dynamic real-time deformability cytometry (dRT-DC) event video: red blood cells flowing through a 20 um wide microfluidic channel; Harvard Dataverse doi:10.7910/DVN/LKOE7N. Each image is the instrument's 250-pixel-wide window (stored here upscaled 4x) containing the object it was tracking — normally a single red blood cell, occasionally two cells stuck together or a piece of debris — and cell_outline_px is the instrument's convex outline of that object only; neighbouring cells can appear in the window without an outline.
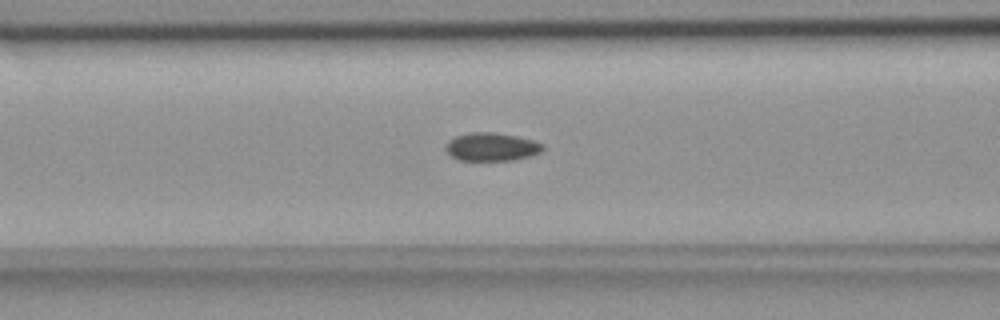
{"species": "common noctule bat (a hibernating species)", "species_latin": "Nyctalus noctula", "temperature_condition": "room temperature", "stored_images_in_passage": 53, "camera_frame_rate_fps": 3000, "um_per_image_px": 0.085, "animal": {"sex": "female", "body_mass_g": 18.4}, "frame": {"image": 1, "passage_image": 20, "time_ms": 6.333, "image_size_px": [1000, 320], "cell_outline_px": [[544, 148], [540, 152], [532, 156], [512, 160], [460, 160], [452, 156], [444, 148], [444, 144], [448, 140], [456, 136], [472, 132], [492, 132], [516, 136], [532, 140], [544, 144]], "centroid_in_image_um": [41.78, 12.48], "position_along_channel_um": 124.8, "area_um2": 15.95}}
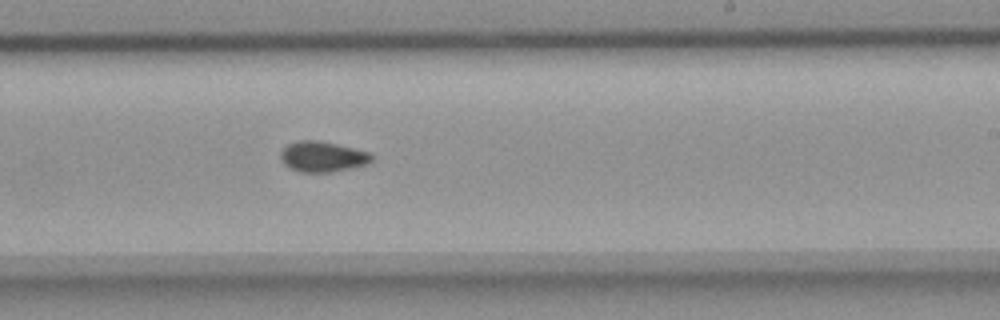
{"frame": {"image": 2, "passage_image": 31, "time_ms": 10.0, "image_size_px": [1000, 320], "cell_outline_px": [[376, 156], [368, 164], [328, 172], [300, 172], [284, 164], [280, 160], [280, 152], [288, 144], [300, 140], [320, 140], [368, 152]], "centroid_in_image_um": [27.41, 13.31], "position_along_channel_um": 261.6, "area_um2": 16.07}}
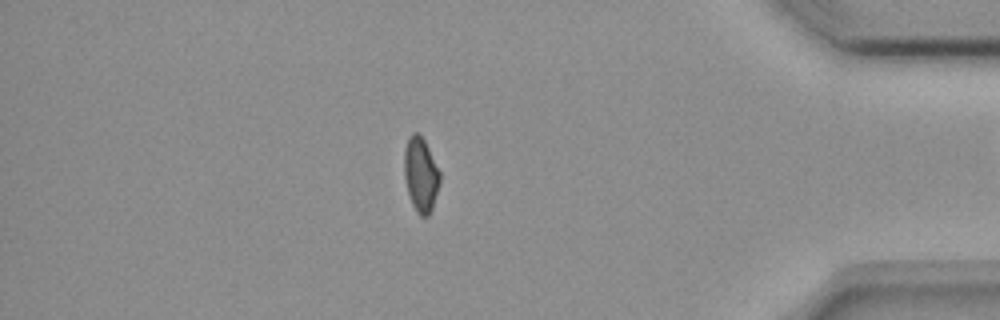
{"frame": {"image": 3, "passage_image": 45, "time_ms": 14.667, "image_size_px": [1000, 320], "cell_outline_px": [[440, 180], [432, 208], [428, 216], [420, 216], [416, 212], [412, 204], [408, 192], [404, 176], [404, 148], [408, 136], [412, 132], [416, 132], [424, 140], [440, 172]], "centroid_in_image_um": [35.74, 14.83], "position_along_channel_um": 399.5, "area_um2": 15.37}, "authors_computed_cell_mechanics": {"area_um2": 15.895, "velocity_mm_per_s": 3.7511, "shape_relaxation_time_tau1_ms": null, "shape_relaxation_time_tau2_ms": 4.2073, "deformation_change_tau1": null, "deformation_change_tau2": 0.0845}}